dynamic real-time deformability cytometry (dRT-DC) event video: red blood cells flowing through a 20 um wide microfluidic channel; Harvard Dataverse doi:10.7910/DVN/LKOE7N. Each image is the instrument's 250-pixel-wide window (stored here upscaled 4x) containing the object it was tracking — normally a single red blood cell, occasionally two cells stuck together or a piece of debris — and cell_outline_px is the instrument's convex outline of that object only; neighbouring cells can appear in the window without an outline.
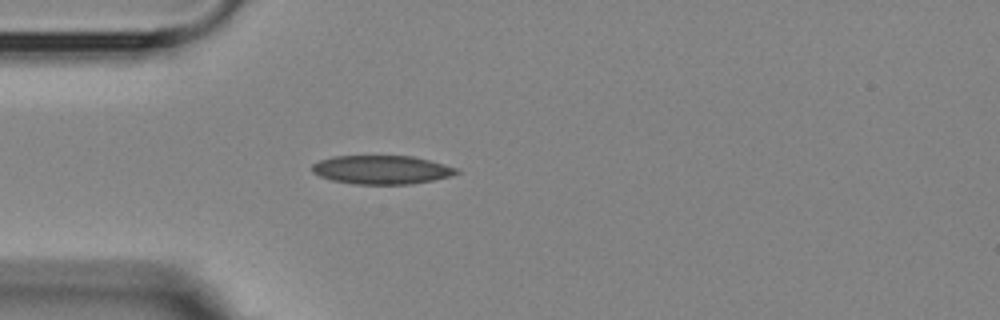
{"species": "Egyptian fruit bat (a non-hibernating species)", "species_latin": "Rousettus aegyptiacus", "temperature_condition": "room temperature", "stored_images_in_passage": 1, "camera_frame_rate_fps": 3000, "um_per_image_px": 0.085, "animal": {"sex": "female"}, "frame": {"image": 1, "passage_image": 1, "time_ms": 0.0, "image_size_px": [1000, 320], "cell_outline_px": [[460, 172], [452, 176], [412, 184], [352, 184], [332, 180], [320, 176], [312, 172], [312, 164], [320, 160], [332, 156], [412, 156], [460, 168]], "centroid_in_image_um": [32.45, 14.43], "position_along_channel_um": 52.5, "area_um2": 24.22}}